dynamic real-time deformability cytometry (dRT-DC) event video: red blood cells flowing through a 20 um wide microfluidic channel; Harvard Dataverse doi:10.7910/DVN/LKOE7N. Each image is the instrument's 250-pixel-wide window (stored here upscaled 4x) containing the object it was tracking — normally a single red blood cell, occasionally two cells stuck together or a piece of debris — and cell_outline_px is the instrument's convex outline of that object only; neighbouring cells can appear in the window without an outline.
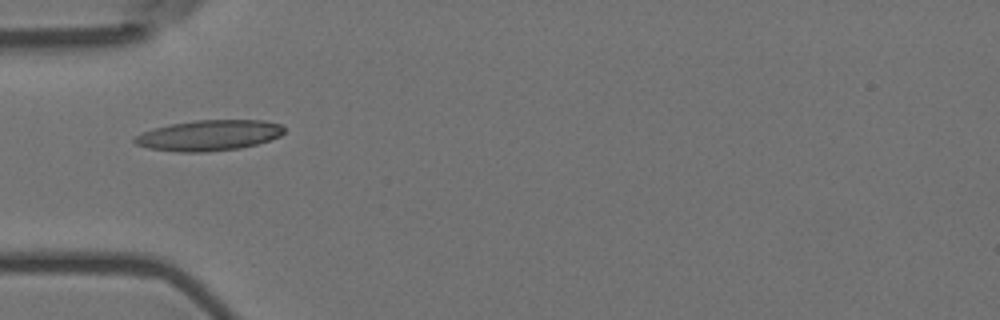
{"species": "Egyptian fruit bat (a non-hibernating species)", "species_latin": "Rousettus aegyptiacus", "temperature_condition": "room temperature", "stored_images_in_passage": 11, "camera_frame_rate_fps": 3000, "um_per_image_px": 0.085, "animal": {"sex": "female"}, "frame": {"image": 1, "passage_image": 5, "time_ms": 1.333, "image_size_px": [1000, 320], "cell_outline_px": [[284, 132], [280, 136], [256, 144], [240, 148], [204, 152], [176, 152], [148, 148], [136, 144], [132, 140], [136, 136], [144, 132], [156, 128], [172, 124], [196, 120], [264, 120], [280, 124], [284, 128]], "centroid_in_image_um": [17.77, 11.51], "position_along_channel_um": 67.2, "area_um2": 26.47}}
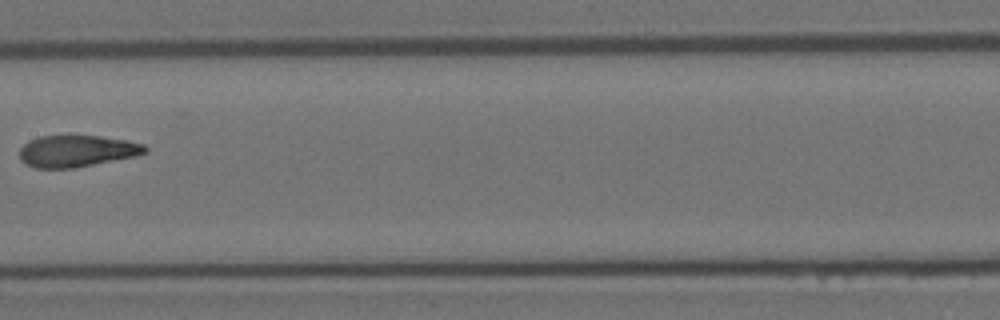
{"frame": {"image": 2, "passage_image": 8, "time_ms": 2.333, "image_size_px": [1000, 320], "cell_outline_px": [[148, 152], [136, 156], [72, 168], [36, 168], [24, 164], [20, 160], [20, 148], [28, 140], [40, 136], [100, 136], [128, 140], [144, 144], [148, 148]], "centroid_in_image_um": [6.53, 12.84], "position_along_channel_um": 200.9, "area_um2": 23.24}}
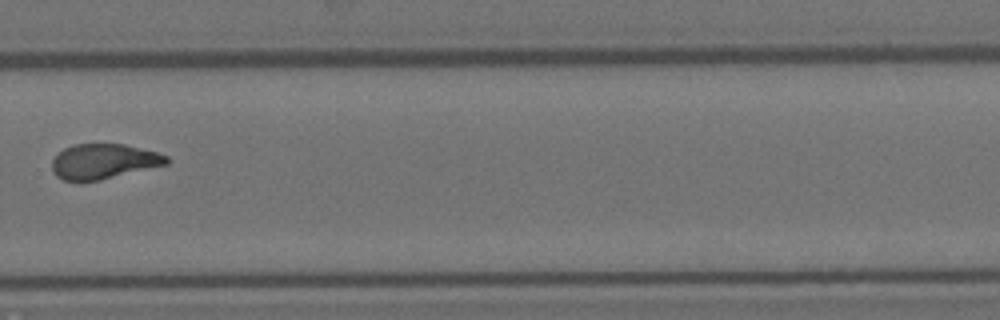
{"frame": {"image": 3, "passage_image": 11, "time_ms": 3.333, "image_size_px": [1000, 320], "cell_outline_px": [[168, 164], [100, 180], [64, 180], [56, 176], [52, 168], [52, 160], [64, 148], [72, 144], [124, 144], [156, 152], [168, 156]], "centroid_in_image_um": [8.81, 13.71], "position_along_channel_um": 321.0, "area_um2": 23.12}}